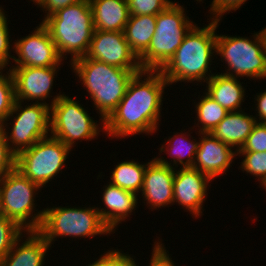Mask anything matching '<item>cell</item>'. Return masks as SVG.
Instances as JSON below:
<instances>
[{"instance_id":"6da1fadb","label":"cell","mask_w":266,"mask_h":266,"mask_svg":"<svg viewBox=\"0 0 266 266\" xmlns=\"http://www.w3.org/2000/svg\"><path fill=\"white\" fill-rule=\"evenodd\" d=\"M169 86L159 70H142L130 80L116 109L104 121L107 138L153 135L162 117L163 94Z\"/></svg>"},{"instance_id":"7a4b0ae2","label":"cell","mask_w":266,"mask_h":266,"mask_svg":"<svg viewBox=\"0 0 266 266\" xmlns=\"http://www.w3.org/2000/svg\"><path fill=\"white\" fill-rule=\"evenodd\" d=\"M207 19V25L200 27L195 24L189 30L174 55L159 70L169 86L172 87L173 83L174 86L178 82L204 86L215 74L211 65L216 62L214 59L218 58L216 32L221 22Z\"/></svg>"},{"instance_id":"3957f363","label":"cell","mask_w":266,"mask_h":266,"mask_svg":"<svg viewBox=\"0 0 266 266\" xmlns=\"http://www.w3.org/2000/svg\"><path fill=\"white\" fill-rule=\"evenodd\" d=\"M70 65L90 96L94 110L104 121L124 97L133 76L142 71L122 69L85 56L75 59Z\"/></svg>"},{"instance_id":"277c9868","label":"cell","mask_w":266,"mask_h":266,"mask_svg":"<svg viewBox=\"0 0 266 266\" xmlns=\"http://www.w3.org/2000/svg\"><path fill=\"white\" fill-rule=\"evenodd\" d=\"M48 30L60 56L69 63L87 54L94 34L89 0L69 5L41 22Z\"/></svg>"},{"instance_id":"5b68a950","label":"cell","mask_w":266,"mask_h":266,"mask_svg":"<svg viewBox=\"0 0 266 266\" xmlns=\"http://www.w3.org/2000/svg\"><path fill=\"white\" fill-rule=\"evenodd\" d=\"M38 232L52 246L57 238H92L109 236L112 231L105 225L96 206H59L44 208V216Z\"/></svg>"},{"instance_id":"8992f818","label":"cell","mask_w":266,"mask_h":266,"mask_svg":"<svg viewBox=\"0 0 266 266\" xmlns=\"http://www.w3.org/2000/svg\"><path fill=\"white\" fill-rule=\"evenodd\" d=\"M178 2L157 15L155 33L147 50L139 57L143 70H160L174 55L185 35L196 24Z\"/></svg>"},{"instance_id":"52a82bcc","label":"cell","mask_w":266,"mask_h":266,"mask_svg":"<svg viewBox=\"0 0 266 266\" xmlns=\"http://www.w3.org/2000/svg\"><path fill=\"white\" fill-rule=\"evenodd\" d=\"M251 37L218 34L216 55L226 67L221 73L251 81L266 79V59L263 50L261 30ZM251 38V39H250ZM224 71V72H223ZM245 77V78H244Z\"/></svg>"},{"instance_id":"ba28073f","label":"cell","mask_w":266,"mask_h":266,"mask_svg":"<svg viewBox=\"0 0 266 266\" xmlns=\"http://www.w3.org/2000/svg\"><path fill=\"white\" fill-rule=\"evenodd\" d=\"M76 100L63 94L50 106V135L71 149H75L73 147L79 141L97 140L100 132H105L104 120L100 116L99 121L94 120L85 106Z\"/></svg>"},{"instance_id":"9c48e42d","label":"cell","mask_w":266,"mask_h":266,"mask_svg":"<svg viewBox=\"0 0 266 266\" xmlns=\"http://www.w3.org/2000/svg\"><path fill=\"white\" fill-rule=\"evenodd\" d=\"M39 191L38 184L14 169L0 181L1 213L25 231H38L44 216V208L36 209Z\"/></svg>"},{"instance_id":"30bf717a","label":"cell","mask_w":266,"mask_h":266,"mask_svg":"<svg viewBox=\"0 0 266 266\" xmlns=\"http://www.w3.org/2000/svg\"><path fill=\"white\" fill-rule=\"evenodd\" d=\"M26 103L15 100L11 113L0 127L15 155L50 135V106L44 103Z\"/></svg>"},{"instance_id":"8fae6325","label":"cell","mask_w":266,"mask_h":266,"mask_svg":"<svg viewBox=\"0 0 266 266\" xmlns=\"http://www.w3.org/2000/svg\"><path fill=\"white\" fill-rule=\"evenodd\" d=\"M70 151L62 141L49 135L17 154L15 169L44 189L49 181L62 174Z\"/></svg>"},{"instance_id":"7c38bea8","label":"cell","mask_w":266,"mask_h":266,"mask_svg":"<svg viewBox=\"0 0 266 266\" xmlns=\"http://www.w3.org/2000/svg\"><path fill=\"white\" fill-rule=\"evenodd\" d=\"M34 29L13 41L16 56L14 54L12 62L15 63L11 67H61L64 59L47 28L40 22Z\"/></svg>"},{"instance_id":"4fadbf2b","label":"cell","mask_w":266,"mask_h":266,"mask_svg":"<svg viewBox=\"0 0 266 266\" xmlns=\"http://www.w3.org/2000/svg\"><path fill=\"white\" fill-rule=\"evenodd\" d=\"M61 67H11L15 100L44 103L49 106L61 97V90L53 97L54 80ZM58 72V73H57ZM52 90V91H51ZM53 97L51 100L49 98ZM49 103H48V101ZM47 101V102H46ZM51 101V102H50Z\"/></svg>"},{"instance_id":"5bb4252c","label":"cell","mask_w":266,"mask_h":266,"mask_svg":"<svg viewBox=\"0 0 266 266\" xmlns=\"http://www.w3.org/2000/svg\"><path fill=\"white\" fill-rule=\"evenodd\" d=\"M213 180L192 167L175 168L173 181V205L191 214L193 219L200 218L204 212V202Z\"/></svg>"},{"instance_id":"9a60e30c","label":"cell","mask_w":266,"mask_h":266,"mask_svg":"<svg viewBox=\"0 0 266 266\" xmlns=\"http://www.w3.org/2000/svg\"><path fill=\"white\" fill-rule=\"evenodd\" d=\"M86 58L129 70H143L123 32L95 30Z\"/></svg>"},{"instance_id":"2e32d148","label":"cell","mask_w":266,"mask_h":266,"mask_svg":"<svg viewBox=\"0 0 266 266\" xmlns=\"http://www.w3.org/2000/svg\"><path fill=\"white\" fill-rule=\"evenodd\" d=\"M195 134L198 135L199 145L192 168L208 175L213 181L224 173L227 175L226 172L237 159V151L218 140L211 132L197 133L195 130Z\"/></svg>"},{"instance_id":"e0dca14e","label":"cell","mask_w":266,"mask_h":266,"mask_svg":"<svg viewBox=\"0 0 266 266\" xmlns=\"http://www.w3.org/2000/svg\"><path fill=\"white\" fill-rule=\"evenodd\" d=\"M174 175L175 168L160 164L155 158L149 160L144 174L143 186L138 195L148 209L154 211L162 207L173 206Z\"/></svg>"},{"instance_id":"ac0fdd59","label":"cell","mask_w":266,"mask_h":266,"mask_svg":"<svg viewBox=\"0 0 266 266\" xmlns=\"http://www.w3.org/2000/svg\"><path fill=\"white\" fill-rule=\"evenodd\" d=\"M104 186L101 194L104 208L101 206H96V208L105 225L114 234L119 225L126 222L129 217L131 218L132 213H135L139 198L137 194L115 186L108 181Z\"/></svg>"},{"instance_id":"d6986e66","label":"cell","mask_w":266,"mask_h":266,"mask_svg":"<svg viewBox=\"0 0 266 266\" xmlns=\"http://www.w3.org/2000/svg\"><path fill=\"white\" fill-rule=\"evenodd\" d=\"M52 248L38 231H25L2 259L0 266H45Z\"/></svg>"},{"instance_id":"ffe728a7","label":"cell","mask_w":266,"mask_h":266,"mask_svg":"<svg viewBox=\"0 0 266 266\" xmlns=\"http://www.w3.org/2000/svg\"><path fill=\"white\" fill-rule=\"evenodd\" d=\"M179 131L181 132H173L172 137H165L164 143L161 144V147L159 148V155L157 157L154 156V158L160 164L169 165L173 168H178L179 166H181V168L193 167L196 152L198 150L199 139L197 140V137L195 138L191 135L193 132H190L189 134L185 129ZM162 154H168L171 161L165 156H161Z\"/></svg>"},{"instance_id":"44dd1931","label":"cell","mask_w":266,"mask_h":266,"mask_svg":"<svg viewBox=\"0 0 266 266\" xmlns=\"http://www.w3.org/2000/svg\"><path fill=\"white\" fill-rule=\"evenodd\" d=\"M217 73V74H216ZM240 78L229 76L220 72L215 74L206 82L205 91L219 105L228 112L242 110L245 102L247 88L242 85Z\"/></svg>"},{"instance_id":"7402d4cb","label":"cell","mask_w":266,"mask_h":266,"mask_svg":"<svg viewBox=\"0 0 266 266\" xmlns=\"http://www.w3.org/2000/svg\"><path fill=\"white\" fill-rule=\"evenodd\" d=\"M244 110L228 112L211 132L218 140L233 147L236 151L241 149L257 124L256 118Z\"/></svg>"},{"instance_id":"603a6c76","label":"cell","mask_w":266,"mask_h":266,"mask_svg":"<svg viewBox=\"0 0 266 266\" xmlns=\"http://www.w3.org/2000/svg\"><path fill=\"white\" fill-rule=\"evenodd\" d=\"M94 29L123 32L130 13L127 0H89Z\"/></svg>"},{"instance_id":"cb8c5ba5","label":"cell","mask_w":266,"mask_h":266,"mask_svg":"<svg viewBox=\"0 0 266 266\" xmlns=\"http://www.w3.org/2000/svg\"><path fill=\"white\" fill-rule=\"evenodd\" d=\"M156 18L154 15L129 16L124 27L125 39L138 58L150 45L155 33Z\"/></svg>"},{"instance_id":"d4e9b609","label":"cell","mask_w":266,"mask_h":266,"mask_svg":"<svg viewBox=\"0 0 266 266\" xmlns=\"http://www.w3.org/2000/svg\"><path fill=\"white\" fill-rule=\"evenodd\" d=\"M202 96L198 95L197 101L193 100V106L195 110L194 127H190L189 132L192 129H197L200 133L212 132L215 127L224 119L228 114V111L219 105L213 98H211L205 91L202 92ZM199 99V100H198ZM197 120V121H196ZM196 121V122H195ZM192 128V129H191Z\"/></svg>"},{"instance_id":"484cf974","label":"cell","mask_w":266,"mask_h":266,"mask_svg":"<svg viewBox=\"0 0 266 266\" xmlns=\"http://www.w3.org/2000/svg\"><path fill=\"white\" fill-rule=\"evenodd\" d=\"M147 163H139L134 159L117 162L111 169V184L139 195L144 181Z\"/></svg>"},{"instance_id":"4316f807","label":"cell","mask_w":266,"mask_h":266,"mask_svg":"<svg viewBox=\"0 0 266 266\" xmlns=\"http://www.w3.org/2000/svg\"><path fill=\"white\" fill-rule=\"evenodd\" d=\"M243 157L238 169L255 177L261 187L266 182V152H237Z\"/></svg>"},{"instance_id":"83f0119b","label":"cell","mask_w":266,"mask_h":266,"mask_svg":"<svg viewBox=\"0 0 266 266\" xmlns=\"http://www.w3.org/2000/svg\"><path fill=\"white\" fill-rule=\"evenodd\" d=\"M6 72V74L4 73ZM15 102L14 80L8 69L0 70V127L11 113Z\"/></svg>"},{"instance_id":"f1b7e54d","label":"cell","mask_w":266,"mask_h":266,"mask_svg":"<svg viewBox=\"0 0 266 266\" xmlns=\"http://www.w3.org/2000/svg\"><path fill=\"white\" fill-rule=\"evenodd\" d=\"M25 232L15 221L0 214V262L13 247L15 241Z\"/></svg>"},{"instance_id":"f546056e","label":"cell","mask_w":266,"mask_h":266,"mask_svg":"<svg viewBox=\"0 0 266 266\" xmlns=\"http://www.w3.org/2000/svg\"><path fill=\"white\" fill-rule=\"evenodd\" d=\"M7 14H5V10L0 5V70H8L11 68V63L13 60V55H11V51L14 52V43H12V39L10 40V29ZM12 44H11V43ZM11 61V62H10ZM9 67V68H8Z\"/></svg>"},{"instance_id":"4dcf8cb0","label":"cell","mask_w":266,"mask_h":266,"mask_svg":"<svg viewBox=\"0 0 266 266\" xmlns=\"http://www.w3.org/2000/svg\"><path fill=\"white\" fill-rule=\"evenodd\" d=\"M171 3L172 0H127L130 16H157Z\"/></svg>"},{"instance_id":"1f68e13d","label":"cell","mask_w":266,"mask_h":266,"mask_svg":"<svg viewBox=\"0 0 266 266\" xmlns=\"http://www.w3.org/2000/svg\"><path fill=\"white\" fill-rule=\"evenodd\" d=\"M237 152H266V123H257Z\"/></svg>"},{"instance_id":"d6a6232c","label":"cell","mask_w":266,"mask_h":266,"mask_svg":"<svg viewBox=\"0 0 266 266\" xmlns=\"http://www.w3.org/2000/svg\"><path fill=\"white\" fill-rule=\"evenodd\" d=\"M198 3L203 0H196ZM248 0H212L208 12L210 20L222 21L224 14L234 12L242 8Z\"/></svg>"},{"instance_id":"836d02e7","label":"cell","mask_w":266,"mask_h":266,"mask_svg":"<svg viewBox=\"0 0 266 266\" xmlns=\"http://www.w3.org/2000/svg\"><path fill=\"white\" fill-rule=\"evenodd\" d=\"M133 256L129 252L124 253V251L110 248L108 251L99 255V259L96 258L95 262L89 263L86 266H124Z\"/></svg>"},{"instance_id":"e575fe53","label":"cell","mask_w":266,"mask_h":266,"mask_svg":"<svg viewBox=\"0 0 266 266\" xmlns=\"http://www.w3.org/2000/svg\"><path fill=\"white\" fill-rule=\"evenodd\" d=\"M16 155L10 150L5 135L0 131V181L15 169Z\"/></svg>"},{"instance_id":"d590c367","label":"cell","mask_w":266,"mask_h":266,"mask_svg":"<svg viewBox=\"0 0 266 266\" xmlns=\"http://www.w3.org/2000/svg\"><path fill=\"white\" fill-rule=\"evenodd\" d=\"M155 239L154 246L151 252L150 263L148 266H176L172 257L169 254V251L165 247V243H162V239L157 237Z\"/></svg>"},{"instance_id":"8d00e7d4","label":"cell","mask_w":266,"mask_h":266,"mask_svg":"<svg viewBox=\"0 0 266 266\" xmlns=\"http://www.w3.org/2000/svg\"><path fill=\"white\" fill-rule=\"evenodd\" d=\"M80 1L84 0H37L34 5H37L38 8H41V10H43L42 12L44 14V17H42V19L44 20L50 15L56 13L58 10Z\"/></svg>"},{"instance_id":"74e56055","label":"cell","mask_w":266,"mask_h":266,"mask_svg":"<svg viewBox=\"0 0 266 266\" xmlns=\"http://www.w3.org/2000/svg\"><path fill=\"white\" fill-rule=\"evenodd\" d=\"M254 100V105L250 109H253L256 114L254 117L256 118L257 123H266V89L260 93H257Z\"/></svg>"},{"instance_id":"f35d334b","label":"cell","mask_w":266,"mask_h":266,"mask_svg":"<svg viewBox=\"0 0 266 266\" xmlns=\"http://www.w3.org/2000/svg\"><path fill=\"white\" fill-rule=\"evenodd\" d=\"M262 42H263V50L266 59V27L262 28L261 30Z\"/></svg>"},{"instance_id":"ab89813d","label":"cell","mask_w":266,"mask_h":266,"mask_svg":"<svg viewBox=\"0 0 266 266\" xmlns=\"http://www.w3.org/2000/svg\"><path fill=\"white\" fill-rule=\"evenodd\" d=\"M135 258H136L135 256L134 258L132 257L124 266H139V262L138 263L135 262L137 261Z\"/></svg>"},{"instance_id":"60d3db41","label":"cell","mask_w":266,"mask_h":266,"mask_svg":"<svg viewBox=\"0 0 266 266\" xmlns=\"http://www.w3.org/2000/svg\"><path fill=\"white\" fill-rule=\"evenodd\" d=\"M261 187L266 191V182Z\"/></svg>"}]
</instances>
